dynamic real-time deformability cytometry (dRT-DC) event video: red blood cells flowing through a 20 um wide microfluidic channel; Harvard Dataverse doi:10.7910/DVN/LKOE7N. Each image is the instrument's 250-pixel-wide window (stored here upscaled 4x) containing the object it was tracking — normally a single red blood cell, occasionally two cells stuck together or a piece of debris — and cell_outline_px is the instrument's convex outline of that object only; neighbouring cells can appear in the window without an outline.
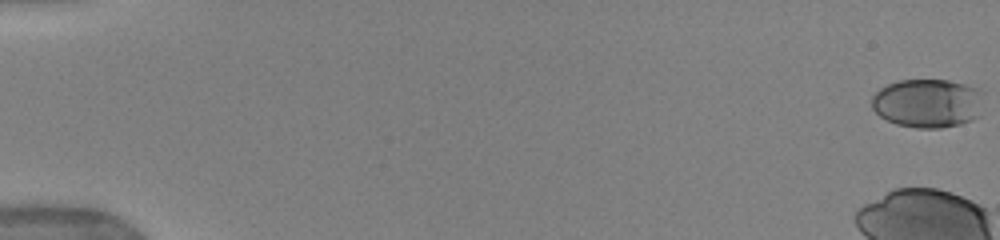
{"species": "human", "species_latin": "Homo sapiens", "temperature_condition": "warm", "stored_images_in_passage": 46, "camera_frame_rate_fps": 3000, "um_per_image_px": 0.085, "donor": {"sex": "female"}, "frame": {"image": 1, "passage_image": 1, "time_ms": 0.0, "image_size_px": [1000, 240], "cell_outline_px": [[984, 92], [980, 116], [972, 120], [960, 124], [940, 128], [916, 128], [896, 124], [880, 116], [872, 108], [872, 96], [880, 88], [888, 84], [900, 80], [948, 80], [980, 88]], "centroid_in_image_um": [78.89, 8.77], "position_along_channel_um": 6.1, "area_um2": 32.19}}